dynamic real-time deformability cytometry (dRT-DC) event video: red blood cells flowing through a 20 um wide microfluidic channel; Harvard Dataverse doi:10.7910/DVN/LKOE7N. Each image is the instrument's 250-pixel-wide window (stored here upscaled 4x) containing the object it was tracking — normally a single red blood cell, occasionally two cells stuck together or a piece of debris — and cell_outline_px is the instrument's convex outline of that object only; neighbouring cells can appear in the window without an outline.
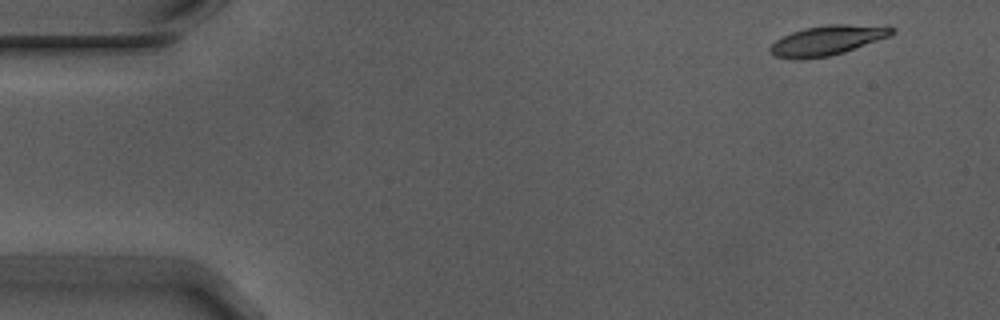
{"species": "Egyptian fruit bat (a non-hibernating species)", "species_latin": "Rousettus aegyptiacus", "temperature_condition": "warm", "stored_images_in_passage": 4, "camera_frame_rate_fps": 3000, "um_per_image_px": 0.085, "animal": {"sex": "male"}, "frame": {"image": 1, "passage_image": 1, "time_ms": 0.0, "image_size_px": [1000, 320], "cell_outline_px": [[896, 32], [888, 36], [844, 52], [828, 56], [776, 56], [768, 52], [768, 48], [780, 36], [804, 28], [828, 24], [848, 24], [896, 28]], "centroid_in_image_um": [70.32, 3.38], "position_along_channel_um": 14.7, "area_um2": 20.17}}
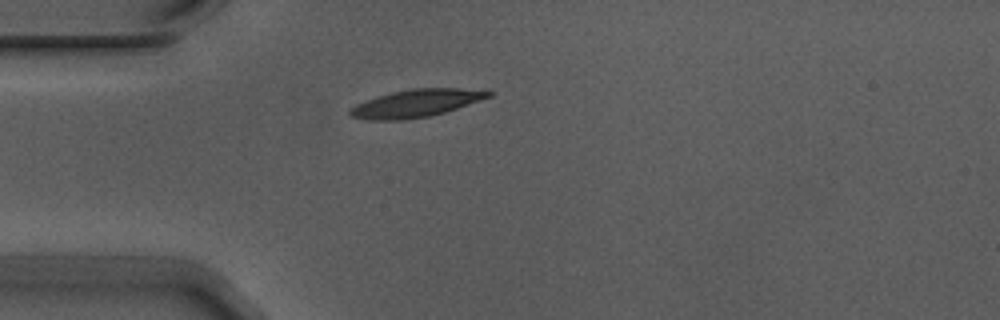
{"frame": {"image": 2, "passage_image": 4, "time_ms": 1.0, "image_size_px": [1000, 320], "cell_outline_px": [[492, 96], [444, 112], [428, 116], [404, 120], [368, 120], [352, 116], [348, 112], [356, 104], [392, 92], [412, 88], [460, 88], [492, 92]], "centroid_in_image_um": [35.36, 8.78], "position_along_channel_um": 49.6, "area_um2": 21.79}}